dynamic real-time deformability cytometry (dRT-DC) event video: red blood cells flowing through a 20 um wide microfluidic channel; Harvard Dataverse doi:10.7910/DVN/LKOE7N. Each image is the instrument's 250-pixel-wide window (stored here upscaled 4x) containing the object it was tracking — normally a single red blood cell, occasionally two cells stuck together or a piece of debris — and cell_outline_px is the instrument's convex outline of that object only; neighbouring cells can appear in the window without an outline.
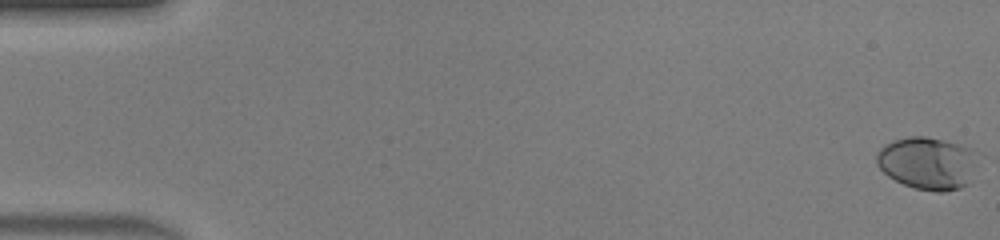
{"species": "human", "species_latin": "Homo sapiens", "temperature_condition": "warm", "stored_images_in_passage": 47, "camera_frame_rate_fps": 3000, "um_per_image_px": 0.085, "donor": {"sex": "male"}, "frame": {"image": 1, "passage_image": 1, "time_ms": 0.0, "image_size_px": [1000, 240], "cell_outline_px": [[984, 156], [968, 184], [960, 188], [944, 192], [936, 192], [916, 188], [904, 184], [888, 176], [876, 164], [876, 152], [884, 144], [892, 140], [908, 136], [924, 136], [944, 140], [976, 148]], "centroid_in_image_um": [78.95, 13.84], "position_along_channel_um": 6.0, "area_um2": 32.14}}
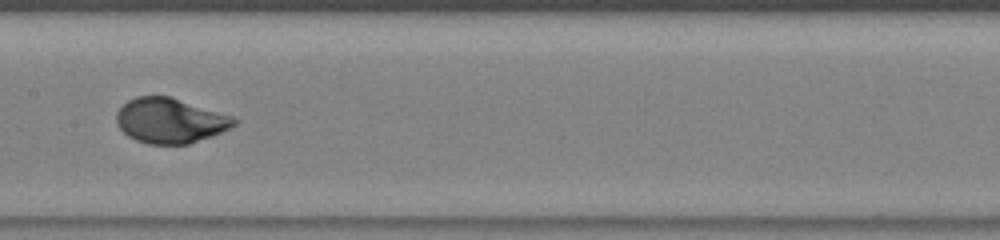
{"frame": {"image": 2, "passage_image": 25, "time_ms": 8.0, "image_size_px": [1000, 240], "cell_outline_px": [[240, 120], [236, 124], [212, 136], [188, 144], [148, 144], [136, 140], [128, 136], [116, 124], [116, 112], [128, 100], [136, 96], [168, 96], [236, 116]], "centroid_in_image_um": [14.48, 10.25], "position_along_channel_um": 192.9, "area_um2": 30.98}}
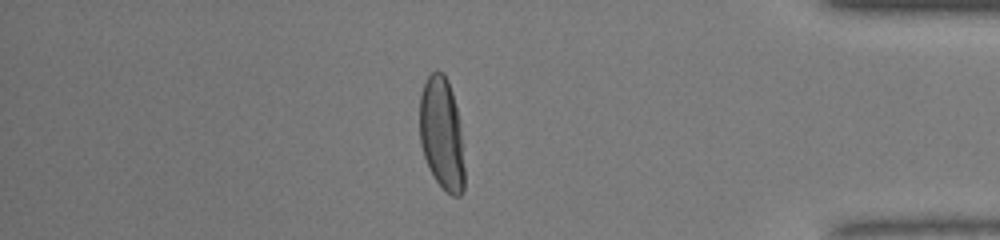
{"frame": {"image": 3, "passage_image": 41, "time_ms": 13.333, "image_size_px": [1000, 240], "cell_outline_px": [[464, 192], [460, 196], [452, 196], [436, 180], [428, 168], [424, 156], [420, 140], [420, 96], [424, 84], [428, 76], [436, 68], [444, 72], [448, 80], [452, 92], [460, 124], [464, 168]], "centroid_in_image_um": [37.55, 11.35], "position_along_channel_um": 397.6, "area_um2": 29.42}, "authors_computed_cell_mechanics": {"area_um2": 30.5762, "velocity_mm_per_s": 4.4483, "shape_relaxation_time_tau1_ms": 3.447, "shape_relaxation_time_tau2_ms": null, "deformation_change_tau1": 0.2191, "deformation_change_tau2": null}}